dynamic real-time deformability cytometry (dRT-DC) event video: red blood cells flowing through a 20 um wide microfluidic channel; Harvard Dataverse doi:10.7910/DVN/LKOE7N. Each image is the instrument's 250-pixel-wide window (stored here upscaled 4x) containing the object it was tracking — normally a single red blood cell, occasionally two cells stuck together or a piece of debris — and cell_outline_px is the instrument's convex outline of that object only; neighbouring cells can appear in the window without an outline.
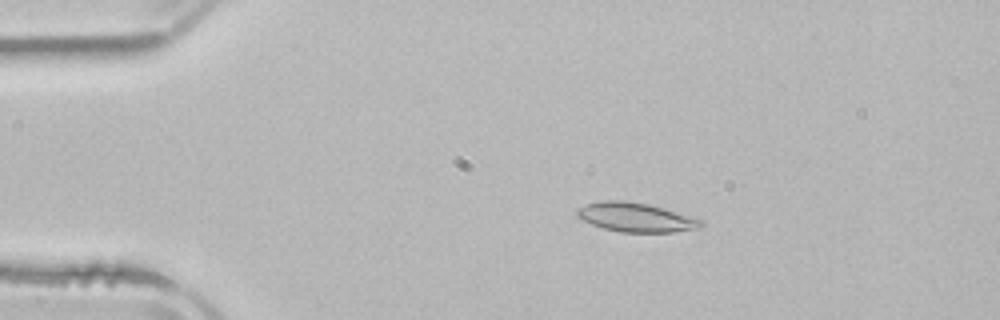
{"species": "common noctule bat (a hibernating species)", "species_latin": "Nyctalus noctula", "temperature_condition": "room temperature", "stored_images_in_passage": 3, "camera_frame_rate_fps": 3000, "um_per_image_px": 0.085, "animal": {"sex": "male", "body_mass_g": 21.5, "forearm_length_mm": 52.0}, "frame": {"image": 1, "passage_image": 2, "time_ms": 1.667, "image_size_px": [1000, 320], "cell_outline_px": [[704, 224], [700, 228], [672, 232], [624, 232], [604, 228], [592, 224], [576, 216], [576, 212], [580, 208], [588, 204], [604, 200], [624, 200], [648, 204], [664, 208], [700, 220]], "centroid_in_image_um": [54.04, 18.47], "position_along_channel_um": 31.0, "area_um2": 20.63}}